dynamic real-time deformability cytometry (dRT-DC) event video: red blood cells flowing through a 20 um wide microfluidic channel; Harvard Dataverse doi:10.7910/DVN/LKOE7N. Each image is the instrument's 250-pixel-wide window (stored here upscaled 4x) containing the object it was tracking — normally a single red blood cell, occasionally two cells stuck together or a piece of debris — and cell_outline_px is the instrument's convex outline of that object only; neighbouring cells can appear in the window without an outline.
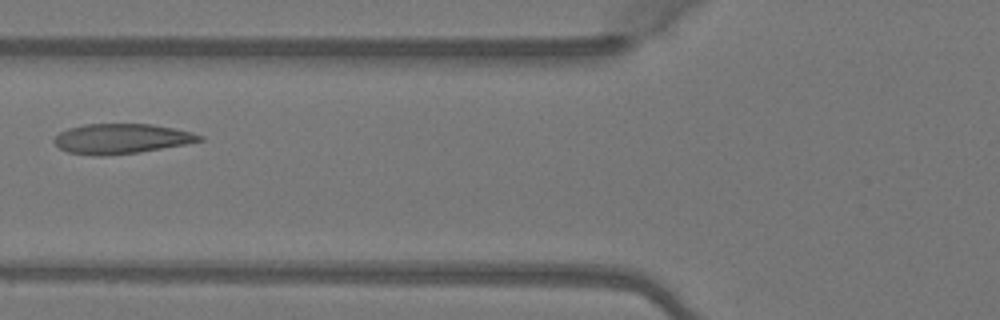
{"species": "Egyptian fruit bat (a non-hibernating species)", "species_latin": "Rousettus aegyptiacus", "temperature_condition": "warm", "stored_images_in_passage": 6, "camera_frame_rate_fps": 3000, "um_per_image_px": 0.085, "animal": {"sex": "female"}, "frame": {"image": 1, "passage_image": 5, "time_ms": 1.333, "image_size_px": [1000, 320], "cell_outline_px": [[204, 140], [184, 144], [140, 152], [104, 156], [92, 156], [68, 152], [60, 148], [52, 140], [60, 132], [68, 128], [84, 124], [152, 124], [192, 132], [204, 136]], "centroid_in_image_um": [10.3, 11.79], "position_along_channel_um": 115.5, "area_um2": 25.37}}
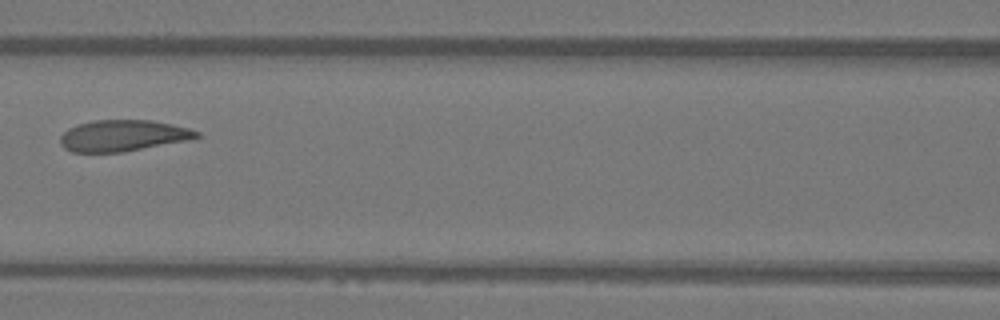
{"frame": {"image": 2, "passage_image": 6, "time_ms": 1.667, "image_size_px": [1000, 320], "cell_outline_px": [[200, 136], [196, 140], [124, 152], [72, 152], [64, 148], [60, 144], [60, 136], [68, 128], [76, 124], [96, 120], [152, 120], [172, 124], [188, 128], [200, 132]], "centroid_in_image_um": [10.51, 11.54], "position_along_channel_um": 156.1, "area_um2": 25.37}}